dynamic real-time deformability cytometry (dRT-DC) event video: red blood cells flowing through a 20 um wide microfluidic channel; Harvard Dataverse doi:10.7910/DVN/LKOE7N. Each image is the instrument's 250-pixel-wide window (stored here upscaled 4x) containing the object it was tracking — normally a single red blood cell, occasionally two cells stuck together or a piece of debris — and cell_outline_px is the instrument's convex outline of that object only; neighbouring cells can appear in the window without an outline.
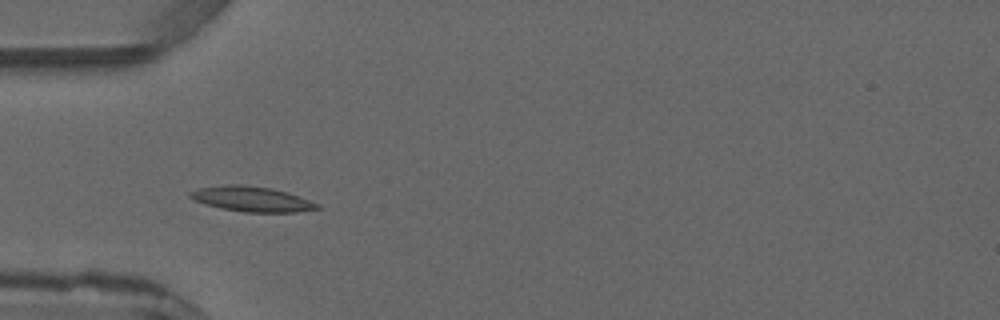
{"species": "common noctule bat (a hibernating species)", "species_latin": "Nyctalus noctula", "temperature_condition": "warm", "stored_images_in_passage": 4, "camera_frame_rate_fps": 3000, "um_per_image_px": 0.085, "animal": {"sex": "male", "forearm_length_mm": 52.5}, "frame": {"image": 1, "passage_image": 3, "time_ms": 2.333, "image_size_px": [1000, 320], "cell_outline_px": [[320, 208], [296, 212], [244, 212], [220, 208], [204, 204], [192, 200], [188, 196], [188, 192], [200, 188], [224, 184], [244, 184], [268, 188], [288, 192], [320, 204]], "centroid_in_image_um": [21.35, 16.91], "position_along_channel_um": 63.6, "area_um2": 18.73}}
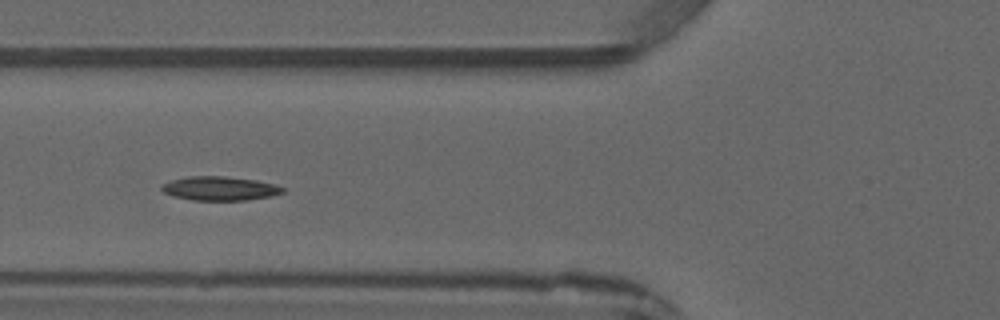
{"frame": {"image": 2, "passage_image": 4, "time_ms": 3.333, "image_size_px": [1000, 320], "cell_outline_px": [[284, 192], [272, 196], [248, 200], [192, 200], [172, 196], [164, 192], [160, 188], [168, 180], [188, 176], [224, 176], [256, 180], [276, 184], [284, 188]], "centroid_in_image_um": [18.68, 16.01], "position_along_channel_um": 107.1, "area_um2": 17.05}}